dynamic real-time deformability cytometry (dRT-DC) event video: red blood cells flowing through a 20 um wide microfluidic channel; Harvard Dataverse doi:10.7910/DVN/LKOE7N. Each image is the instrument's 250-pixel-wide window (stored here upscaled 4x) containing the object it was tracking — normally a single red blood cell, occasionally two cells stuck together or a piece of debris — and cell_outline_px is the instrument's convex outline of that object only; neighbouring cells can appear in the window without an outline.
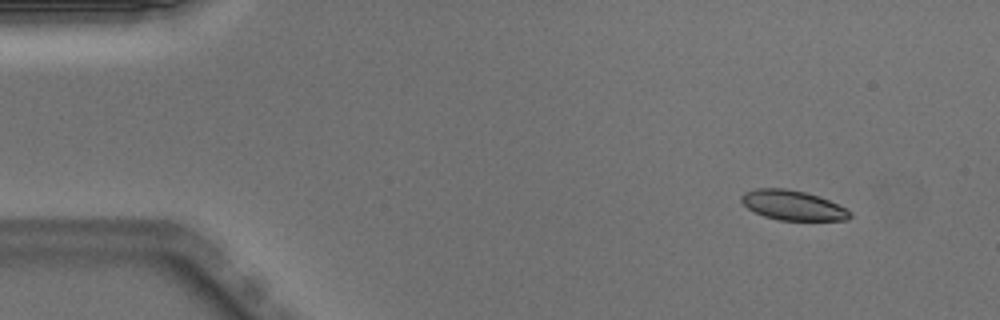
{"species": "Egyptian fruit bat (a non-hibernating species)", "species_latin": "Rousettus aegyptiacus", "temperature_condition": "warm", "stored_images_in_passage": 47, "camera_frame_rate_fps": 3000, "um_per_image_px": 0.085, "animal": {"sex": "male"}, "frame": {"image": 1, "passage_image": 2, "time_ms": 0.333, "image_size_px": [1000, 320], "cell_outline_px": [[852, 216], [848, 220], [780, 220], [764, 216], [748, 208], [740, 200], [740, 196], [744, 192], [756, 188], [784, 188], [804, 192], [820, 196], [852, 212]], "centroid_in_image_um": [67.38, 17.44], "position_along_channel_um": 17.6, "area_um2": 18.73}}
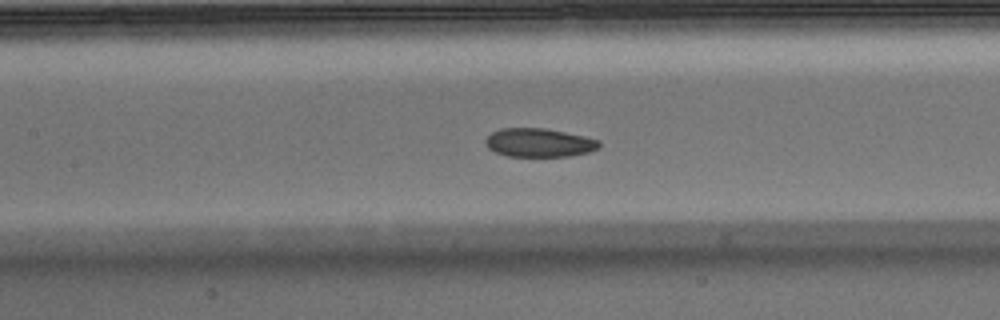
{"frame": {"image": 2, "passage_image": 20, "time_ms": 6.333, "image_size_px": [1000, 320], "cell_outline_px": [[600, 148], [588, 152], [568, 156], [508, 156], [496, 152], [488, 148], [484, 144], [484, 140], [492, 132], [500, 128], [544, 128], [584, 136], [600, 140]], "centroid_in_image_um": [45.81, 12.12], "position_along_channel_um": 161.6, "area_um2": 18.96}}
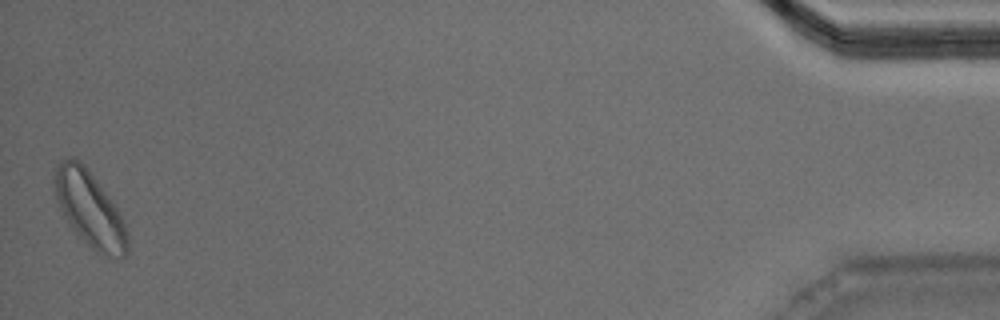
{"frame": {"image": 3, "passage_image": 47, "time_ms": 15.333, "image_size_px": [1000, 320], "cell_outline_px": [[128, 252], [124, 256], [116, 260], [96, 252], [72, 228], [56, 196], [56, 164], [60, 160], [68, 156], [72, 156], [80, 160], [84, 164], [108, 196], [116, 208], [124, 224], [128, 236]], "centroid_in_image_um": [7.66, 17.78], "position_along_channel_um": 427.5, "area_um2": 31.21}, "authors_computed_cell_mechanics": {"area_um2": 19.9988, "velocity_mm_per_s": 3.9706, "shape_relaxation_time_tau1_ms": 3.8274, "shape_relaxation_time_tau2_ms": null, "deformation_change_tau1": 0.0905, "deformation_change_tau2": null}}